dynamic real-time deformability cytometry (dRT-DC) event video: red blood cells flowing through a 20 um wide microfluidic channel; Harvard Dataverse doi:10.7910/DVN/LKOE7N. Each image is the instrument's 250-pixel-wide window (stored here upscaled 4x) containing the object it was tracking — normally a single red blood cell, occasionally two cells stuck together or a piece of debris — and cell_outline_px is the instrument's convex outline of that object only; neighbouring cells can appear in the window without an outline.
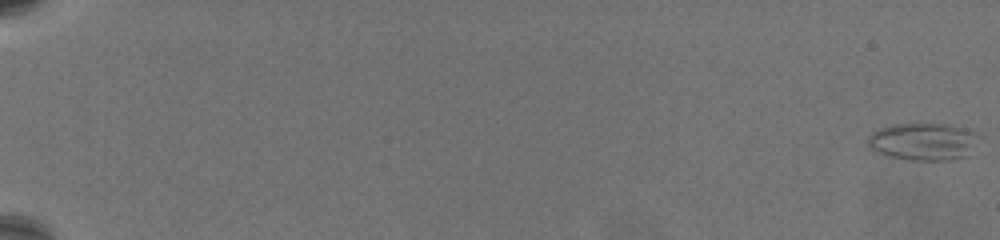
{"species": "common noctule bat (a hibernating species)", "species_latin": "Nyctalus noctula", "temperature_condition": "warm", "stored_images_in_passage": 69, "camera_frame_rate_fps": 3000, "um_per_image_px": 0.085, "animal": {"sex": "female", "body_mass_g": 19.5, "forearm_length_mm": 54.1}, "frame": {"image": 1, "passage_image": 1, "time_ms": 0.0, "image_size_px": [1000, 240], "cell_outline_px": [[972, 132], [968, 156], [948, 160], [912, 160], [892, 156], [876, 152], [868, 144], [868, 136], [872, 132], [880, 128], [892, 124], [952, 124], [964, 128]], "centroid_in_image_um": [78.35, 12.03], "position_along_channel_um": 6.6, "area_um2": 23.29}}
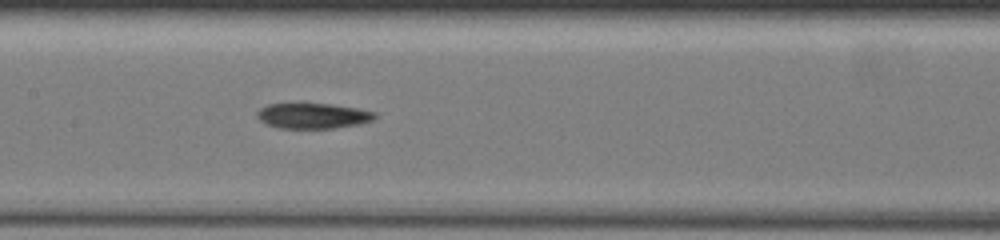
{"frame": {"image": 2, "passage_image": 39, "time_ms": 12.667, "image_size_px": [1000, 240], "cell_outline_px": [[376, 116], [372, 120], [360, 124], [336, 128], [280, 128], [268, 124], [260, 120], [256, 116], [256, 112], [260, 108], [268, 104], [328, 104], [356, 108], [376, 112]], "centroid_in_image_um": [26.6, 9.85], "position_along_channel_um": 180.8, "area_um2": 17.28}}
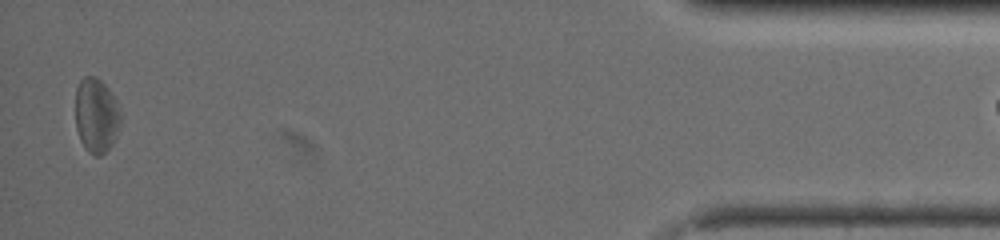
{"frame": {"image": 3, "passage_image": 68, "time_ms": 22.333, "image_size_px": [1000, 240], "cell_outline_px": [[120, 128], [112, 144], [100, 156], [96, 156], [88, 152], [84, 148], [80, 140], [76, 128], [76, 88], [80, 80], [84, 76], [96, 76], [108, 88], [116, 100], [120, 112]], "centroid_in_image_um": [8.18, 9.81], "position_along_channel_um": 427.0, "area_um2": 19.77}}